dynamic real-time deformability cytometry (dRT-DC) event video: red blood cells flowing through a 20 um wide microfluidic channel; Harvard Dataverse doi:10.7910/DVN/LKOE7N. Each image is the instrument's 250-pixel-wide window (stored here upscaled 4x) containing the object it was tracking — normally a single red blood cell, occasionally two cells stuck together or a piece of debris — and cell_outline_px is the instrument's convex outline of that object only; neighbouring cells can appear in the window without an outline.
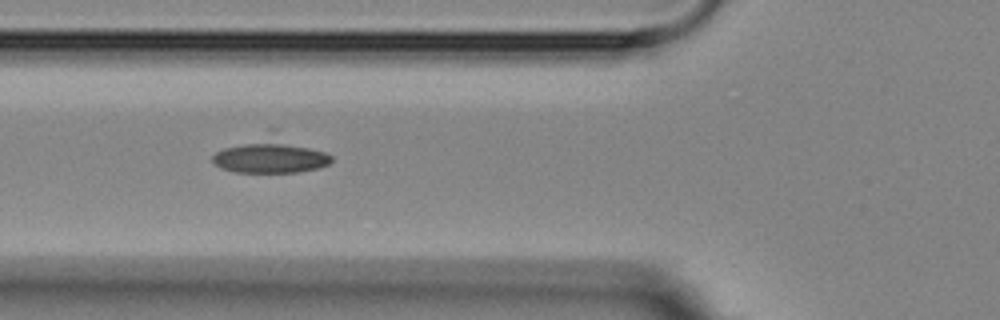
{"species": "Egyptian fruit bat (a non-hibernating species)", "species_latin": "Rousettus aegyptiacus", "temperature_condition": "room temperature", "stored_images_in_passage": 6, "camera_frame_rate_fps": 3000, "um_per_image_px": 0.085, "animal": {"sex": "female"}, "frame": {"image": 1, "passage_image": 5, "time_ms": 6.667, "image_size_px": [1000, 320], "cell_outline_px": [[332, 160], [328, 164], [320, 168], [296, 172], [236, 172], [220, 168], [212, 164], [212, 156], [216, 152], [224, 148], [268, 128], [276, 128], [332, 156]], "centroid_in_image_um": [23.0, 13.12], "position_along_channel_um": 102.8, "area_um2": 25.72}}
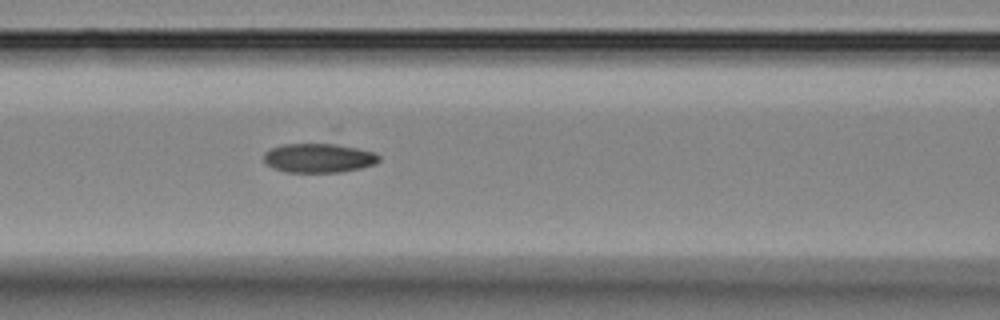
{"frame": {"image": 2, "passage_image": 6, "time_ms": 7.667, "image_size_px": [1000, 320], "cell_outline_px": [[380, 160], [376, 164], [360, 168], [340, 172], [284, 172], [272, 168], [264, 160], [264, 152], [272, 148], [284, 144], [324, 140], [328, 140], [376, 152], [380, 156]], "centroid_in_image_um": [27.13, 13.37], "position_along_channel_um": 139.5, "area_um2": 20.75}}